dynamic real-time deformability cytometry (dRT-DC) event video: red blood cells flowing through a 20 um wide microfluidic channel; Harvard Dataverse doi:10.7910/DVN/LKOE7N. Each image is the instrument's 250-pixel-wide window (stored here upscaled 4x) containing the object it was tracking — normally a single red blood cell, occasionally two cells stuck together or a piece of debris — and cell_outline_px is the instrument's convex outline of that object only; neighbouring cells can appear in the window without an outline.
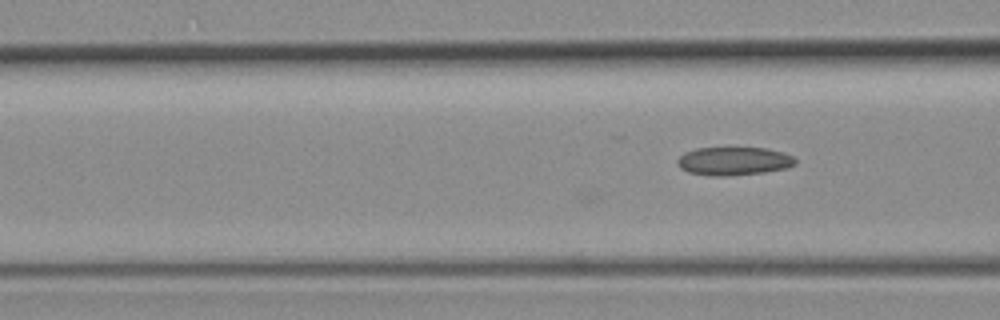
{"species": "common noctule bat (a hibernating species)", "species_latin": "Nyctalus noctula", "temperature_condition": "room temperature", "stored_images_in_passage": 15, "camera_frame_rate_fps": 3000, "um_per_image_px": 0.085, "animal": {"sex": "female", "body_mass_g": 19.3, "forearm_length_mm": 54.1}, "frame": {"image": 1, "passage_image": 15, "time_ms": 4.667, "image_size_px": [1000, 320], "cell_outline_px": [[796, 164], [788, 168], [764, 172], [728, 176], [708, 176], [688, 172], [680, 168], [676, 164], [676, 160], [684, 152], [696, 148], [768, 148], [792, 156], [796, 160]], "centroid_in_image_um": [62.33, 13.7], "position_along_channel_um": 104.3, "area_um2": 19.59}}